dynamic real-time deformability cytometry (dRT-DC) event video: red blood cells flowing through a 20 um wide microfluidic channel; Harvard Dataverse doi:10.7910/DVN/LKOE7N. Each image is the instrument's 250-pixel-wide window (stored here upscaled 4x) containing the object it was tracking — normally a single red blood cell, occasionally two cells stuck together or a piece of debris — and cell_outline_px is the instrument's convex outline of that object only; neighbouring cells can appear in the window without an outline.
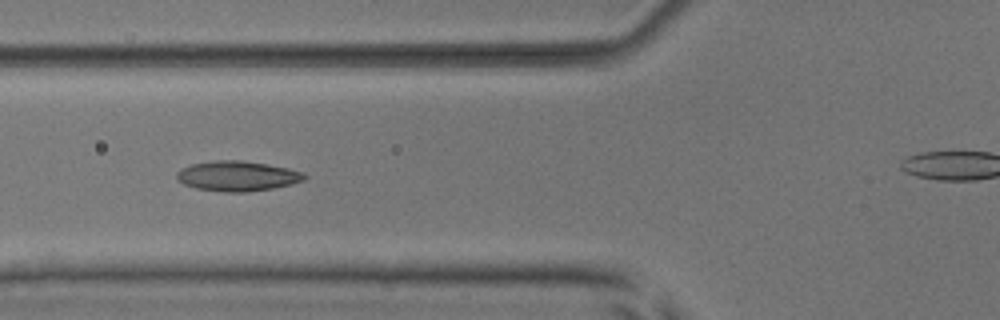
{"species": "common noctule bat (a hibernating species)", "species_latin": "Nyctalus noctula", "temperature_condition": "room temperature", "stored_images_in_passage": 8, "camera_frame_rate_fps": 3000, "um_per_image_px": 0.085, "animal": {"sex": "male", "body_mass_g": 17.9, "forearm_length_mm": 54.2}, "frame": {"image": 1, "passage_image": 6, "time_ms": 5.667, "image_size_px": [1000, 320], "cell_outline_px": [[308, 176], [304, 180], [292, 184], [272, 188], [248, 192], [224, 192], [196, 188], [184, 184], [176, 180], [176, 172], [180, 168], [192, 164], [216, 160], [240, 160], [288, 168], [304, 172]], "centroid_in_image_um": [20.16, 14.97], "position_along_channel_um": 105.6, "area_um2": 22.43}}
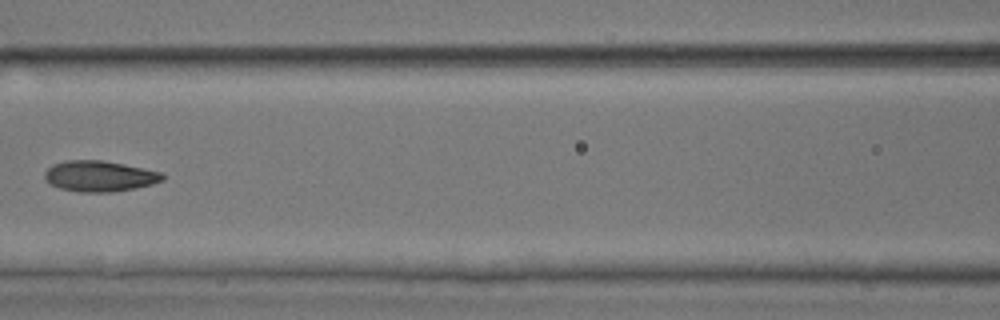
{"frame": {"image": 2, "passage_image": 7, "time_ms": 7.0, "image_size_px": [1000, 320], "cell_outline_px": [[164, 180], [152, 184], [112, 192], [80, 192], [60, 188], [48, 184], [44, 180], [44, 172], [52, 164], [64, 160], [104, 160], [124, 164], [160, 172], [164, 176]], "centroid_in_image_um": [8.39, 14.96], "position_along_channel_um": 158.2, "area_um2": 21.21}}